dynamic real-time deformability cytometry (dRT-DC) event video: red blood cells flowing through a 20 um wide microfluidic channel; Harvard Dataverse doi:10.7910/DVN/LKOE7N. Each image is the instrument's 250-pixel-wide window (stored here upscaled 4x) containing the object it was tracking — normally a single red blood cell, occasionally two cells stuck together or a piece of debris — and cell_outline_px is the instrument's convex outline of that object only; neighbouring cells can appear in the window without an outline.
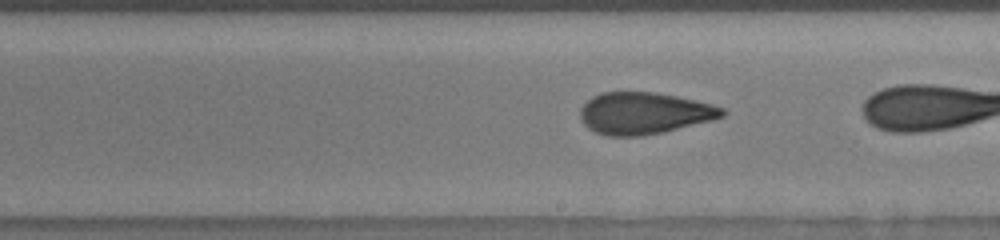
{"species": "human", "species_latin": "Homo sapiens", "temperature_condition": "room temperature", "stored_images_in_passage": 30, "camera_frame_rate_fps": 3000, "um_per_image_px": 0.085, "donor": {"sex": "male"}, "frame": {"image": 1, "passage_image": 19, "time_ms": 3.667, "image_size_px": [1000, 240], "cell_outline_px": [[728, 112], [724, 116], [712, 120], [664, 132], [640, 136], [608, 136], [596, 132], [588, 128], [580, 120], [580, 108], [592, 96], [600, 92], [652, 92], [676, 96], [712, 104], [724, 108]], "centroid_in_image_um": [54.75, 9.62], "position_along_channel_um": 234.3, "area_um2": 34.68}}